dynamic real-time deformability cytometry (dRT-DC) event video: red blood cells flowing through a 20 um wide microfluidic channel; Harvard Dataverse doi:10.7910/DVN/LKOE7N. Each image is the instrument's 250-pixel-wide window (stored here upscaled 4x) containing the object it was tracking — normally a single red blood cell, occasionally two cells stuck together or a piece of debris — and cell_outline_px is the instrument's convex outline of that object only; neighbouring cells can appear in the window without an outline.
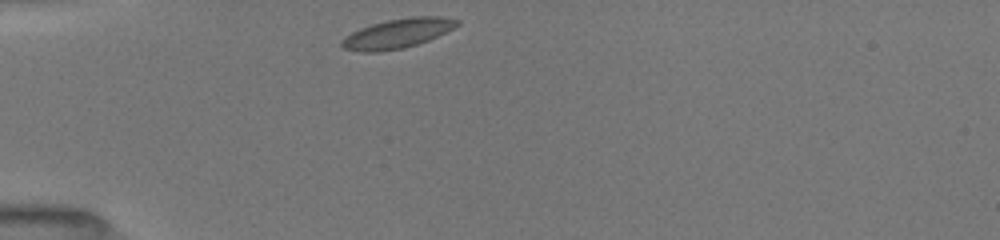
{"species": "common noctule bat (a hibernating species)", "species_latin": "Nyctalus noctula", "temperature_condition": "room temperature", "stored_images_in_passage": 9, "camera_frame_rate_fps": 3000, "um_per_image_px": 0.085, "animal": {"sex": "female", "body_mass_g": 19.5, "forearm_length_mm": 54.1}, "frame": {"image": 1, "passage_image": 1, "time_ms": 0.0, "image_size_px": [1000, 240], "cell_outline_px": [[460, 24], [428, 40], [404, 48], [380, 52], [360, 52], [344, 48], [340, 44], [340, 40], [344, 36], [360, 28], [372, 24], [388, 20], [412, 16], [440, 16], [460, 20]], "centroid_in_image_um": [33.75, 2.84], "position_along_channel_um": 51.2, "area_um2": 19.77}}
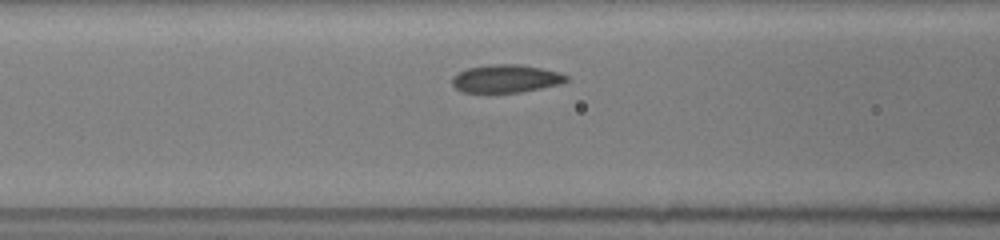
{"frame": {"image": 2, "passage_image": 7, "time_ms": 2.333, "image_size_px": [1000, 240], "cell_outline_px": [[568, 80], [560, 84], [520, 92], [464, 92], [456, 88], [452, 84], [452, 76], [468, 68], [488, 64], [520, 64], [560, 72], [568, 76]], "centroid_in_image_um": [43.01, 6.67], "position_along_channel_um": 123.6, "area_um2": 18.5}}
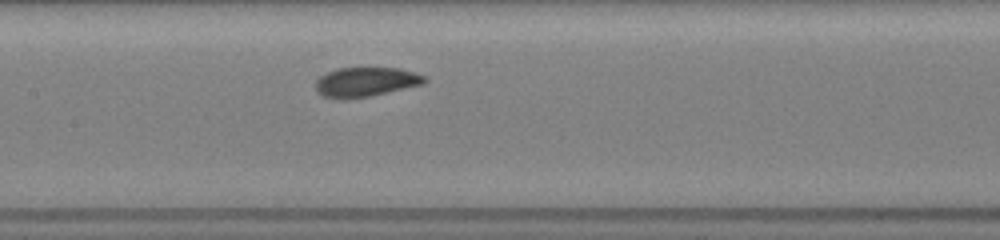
{"frame": {"image": 3, "passage_image": 9, "time_ms": 3.667, "image_size_px": [1000, 240], "cell_outline_px": [[428, 80], [424, 84], [372, 96], [324, 96], [316, 92], [316, 80], [320, 76], [336, 68], [400, 68], [428, 76]], "centroid_in_image_um": [31.18, 6.92], "position_along_channel_um": 176.2, "area_um2": 18.32}}